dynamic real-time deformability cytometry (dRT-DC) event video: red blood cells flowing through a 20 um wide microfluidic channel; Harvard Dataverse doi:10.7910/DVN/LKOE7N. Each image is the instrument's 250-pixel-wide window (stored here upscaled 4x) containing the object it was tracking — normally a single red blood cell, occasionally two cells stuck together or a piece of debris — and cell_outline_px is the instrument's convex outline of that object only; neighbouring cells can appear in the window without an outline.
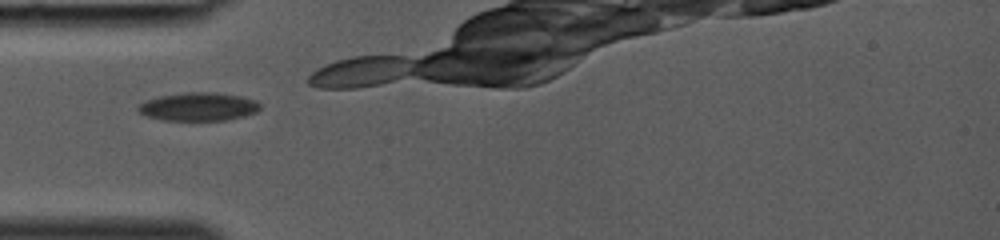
{"species": "common noctule bat (a hibernating species)", "species_latin": "Nyctalus noctula", "temperature_condition": "room temperature", "stored_images_in_passage": 11, "camera_frame_rate_fps": 3000, "um_per_image_px": 0.085, "animal": {"sex": "female", "body_mass_g": 19.0, "forearm_length_mm": 53.3}, "frame": {"image": 1, "passage_image": 1, "time_ms": 0.0, "image_size_px": [1000, 240], "cell_outline_px": [[260, 108], [256, 112], [244, 116], [228, 120], [164, 120], [148, 116], [140, 112], [136, 108], [140, 104], [148, 100], [160, 96], [184, 92], [212, 92], [240, 96], [256, 100], [260, 104]], "centroid_in_image_um": [16.9, 9.06], "position_along_channel_um": 68.1, "area_um2": 19.94}}